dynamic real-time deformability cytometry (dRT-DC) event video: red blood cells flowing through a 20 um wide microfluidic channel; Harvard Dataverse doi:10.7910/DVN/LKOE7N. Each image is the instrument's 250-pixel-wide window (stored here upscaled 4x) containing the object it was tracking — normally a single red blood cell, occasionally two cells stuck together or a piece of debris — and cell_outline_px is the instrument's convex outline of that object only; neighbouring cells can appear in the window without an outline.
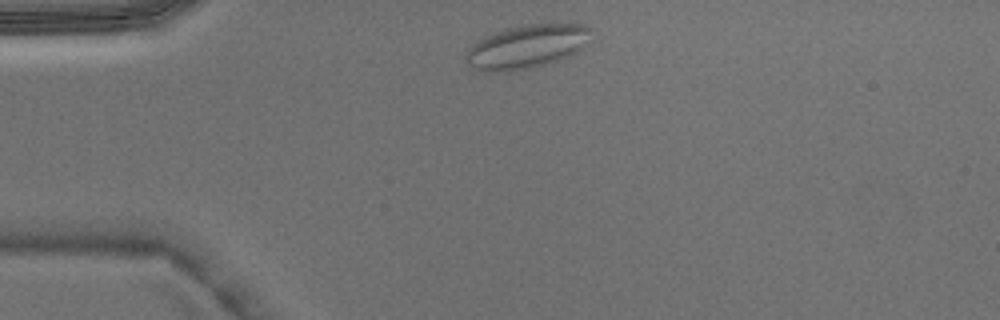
{"species": "Egyptian fruit bat (a non-hibernating species)", "species_latin": "Rousettus aegyptiacus", "temperature_condition": "warm", "stored_images_in_passage": 3, "camera_frame_rate_fps": 3000, "um_per_image_px": 0.085, "animal": {"sex": "male"}, "frame": {"image": 1, "passage_image": 1, "time_ms": 0.0, "image_size_px": [1000, 320], "cell_outline_px": [[592, 40], [576, 52], [568, 56], [544, 64], [528, 68], [496, 72], [484, 72], [468, 64], [464, 60], [464, 56], [472, 44], [484, 36], [520, 24], [568, 20], [584, 24], [592, 28]], "centroid_in_image_um": [44.87, 3.88], "position_along_channel_um": 40.1, "area_um2": 32.71}}